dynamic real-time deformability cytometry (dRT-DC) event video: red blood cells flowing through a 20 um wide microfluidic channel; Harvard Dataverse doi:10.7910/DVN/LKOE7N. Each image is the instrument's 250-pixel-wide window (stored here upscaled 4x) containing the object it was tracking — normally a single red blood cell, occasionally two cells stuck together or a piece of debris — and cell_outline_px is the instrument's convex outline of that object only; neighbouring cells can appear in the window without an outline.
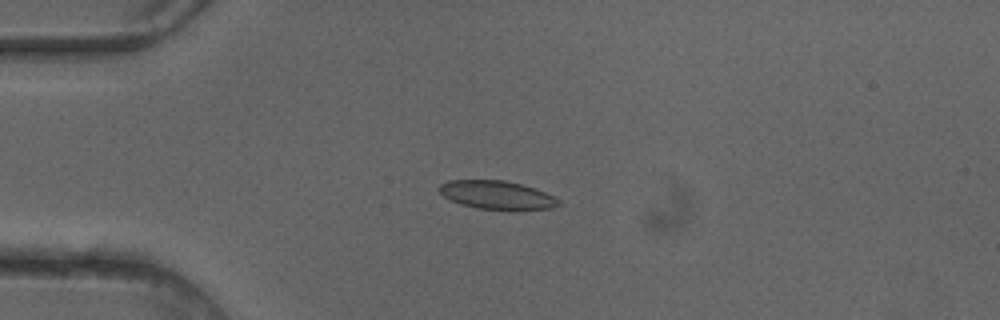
{"species": "common noctule bat (a hibernating species)", "species_latin": "Nyctalus noctula", "temperature_condition": "cold", "stored_images_in_passage": 38, "camera_frame_rate_fps": 3000, "um_per_image_px": 0.085, "animal": {"sex": "female"}, "frame": {"image": 1, "passage_image": 1, "time_ms": 0.0, "image_size_px": [1000, 320], "cell_outline_px": [[560, 204], [552, 208], [512, 212], [476, 208], [460, 204], [444, 196], [436, 188], [440, 184], [448, 180], [504, 180], [520, 184], [544, 192], [560, 200]], "centroid_in_image_um": [42.23, 16.61], "position_along_channel_um": 42.8, "area_um2": 20.23}}
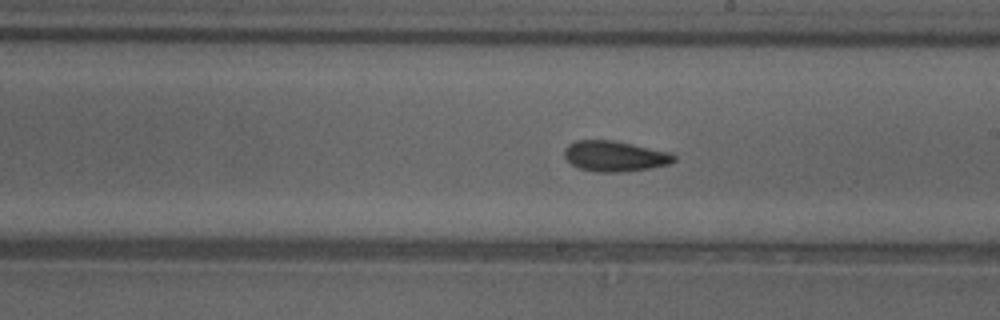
{"frame": {"image": 2, "passage_image": 17, "time_ms": 5.333, "image_size_px": [1000, 320], "cell_outline_px": [[676, 160], [668, 164], [648, 168], [620, 172], [596, 172], [580, 168], [572, 164], [564, 156], [564, 148], [568, 144], [576, 140], [612, 140], [672, 152], [676, 156]], "centroid_in_image_um": [52.26, 13.26], "position_along_channel_um": 236.7, "area_um2": 19.48}}
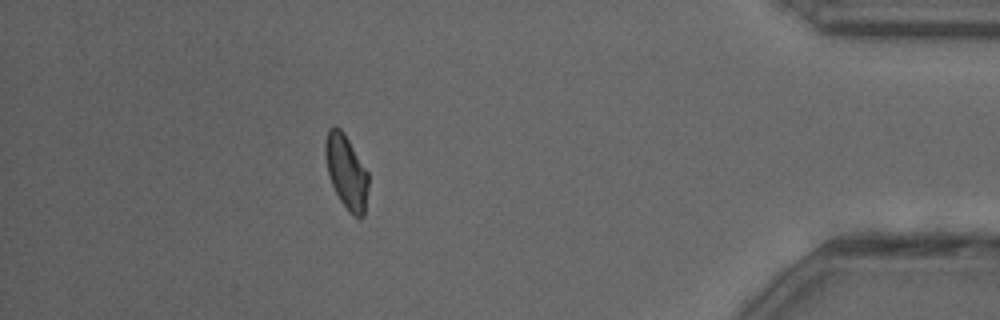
{"frame": {"image": 3, "passage_image": 33, "time_ms": 10.667, "image_size_px": [1000, 320], "cell_outline_px": [[368, 188], [364, 216], [352, 216], [348, 212], [340, 200], [332, 184], [328, 172], [324, 156], [324, 140], [328, 128], [340, 128], [344, 132], [368, 172]], "centroid_in_image_um": [29.43, 14.59], "position_along_channel_um": 405.8, "area_um2": 18.55}, "authors_computed_cell_mechanics": {"area_um2": 19.1029, "velocity_mm_per_s": 4.0876, "shape_relaxation_time_tau1_ms": null, "shape_relaxation_time_tau2_ms": 2.851, "deformation_change_tau1": null, "deformation_change_tau2": 0.0715}}